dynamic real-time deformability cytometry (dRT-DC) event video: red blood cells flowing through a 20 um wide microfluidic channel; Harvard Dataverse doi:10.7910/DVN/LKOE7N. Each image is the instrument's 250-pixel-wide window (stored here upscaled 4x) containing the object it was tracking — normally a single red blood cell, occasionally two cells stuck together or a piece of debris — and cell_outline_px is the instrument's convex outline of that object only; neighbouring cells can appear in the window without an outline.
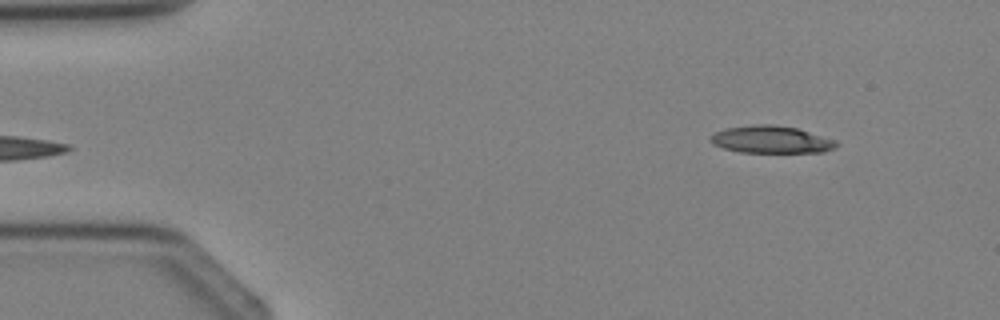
{"species": "Egyptian fruit bat (a non-hibernating species)", "species_latin": "Rousettus aegyptiacus", "temperature_condition": "cold", "stored_images_in_passage": 3, "segment_of_instrument_passage": [2, 2], "camera_frame_rate_fps": 3000, "um_per_image_px": 0.085, "animal": {"sex": "female"}, "frame": {"image": 1, "passage_image": 3, "time_ms": 2.333, "image_size_px": [1000, 320], "cell_outline_px": [[840, 144], [836, 148], [824, 152], [740, 152], [724, 148], [712, 144], [708, 140], [708, 136], [724, 128], [756, 124], [772, 124], [796, 128], [836, 140]], "centroid_in_image_um": [65.53, 11.86], "position_along_channel_um": 19.5, "area_um2": 20.17}}